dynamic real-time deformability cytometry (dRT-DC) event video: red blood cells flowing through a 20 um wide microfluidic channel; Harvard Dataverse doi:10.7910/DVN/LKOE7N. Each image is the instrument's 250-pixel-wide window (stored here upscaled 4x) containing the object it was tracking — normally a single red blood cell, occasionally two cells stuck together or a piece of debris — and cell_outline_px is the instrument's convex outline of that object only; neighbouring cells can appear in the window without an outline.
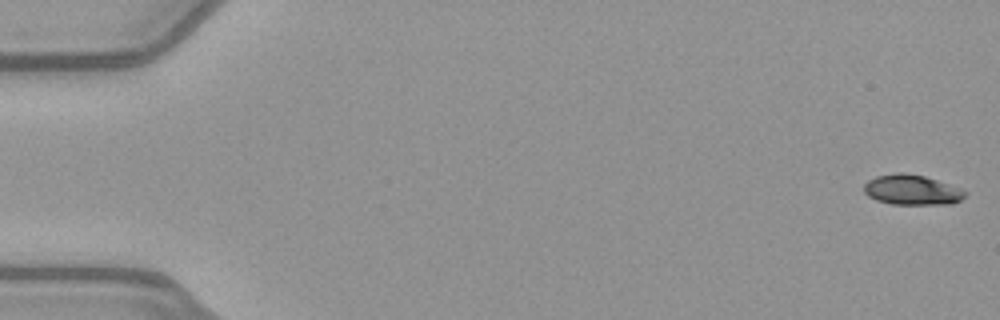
{"species": "common noctule bat (a hibernating species)", "species_latin": "Nyctalus noctula", "temperature_condition": "warm", "stored_images_in_passage": 22, "camera_frame_rate_fps": 3000, "um_per_image_px": 0.085, "animal": {"sex": "female", "body_mass_g": 21.9}, "frame": {"image": 1, "passage_image": 1, "time_ms": 0.0, "image_size_px": [1000, 320], "cell_outline_px": [[968, 192], [960, 200], [952, 204], [892, 204], [876, 200], [868, 196], [864, 192], [864, 184], [868, 180], [876, 176], [896, 172], [904, 172], [924, 176], [960, 188]], "centroid_in_image_um": [77.49, 16.13], "position_along_channel_um": 7.5, "area_um2": 17.74}}